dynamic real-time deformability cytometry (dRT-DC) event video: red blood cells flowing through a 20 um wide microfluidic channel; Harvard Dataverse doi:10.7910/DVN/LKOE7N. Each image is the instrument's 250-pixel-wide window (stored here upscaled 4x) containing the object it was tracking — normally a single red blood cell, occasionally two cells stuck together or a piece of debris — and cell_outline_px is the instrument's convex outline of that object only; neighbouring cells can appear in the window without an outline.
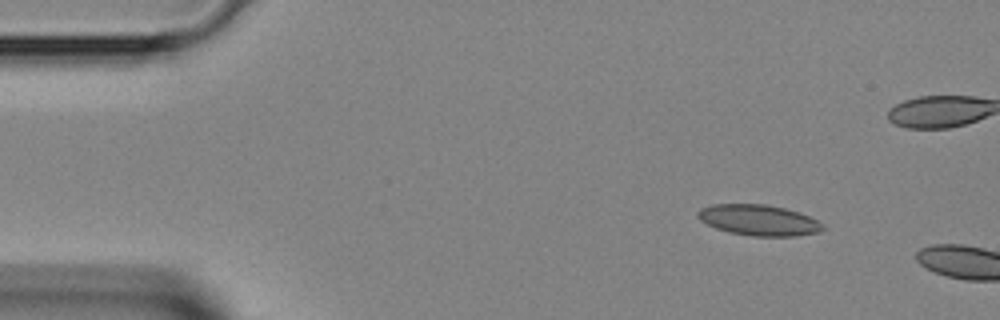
{"species": "Egyptian fruit bat (a non-hibernating species)", "species_latin": "Rousettus aegyptiacus", "temperature_condition": "room temperature", "stored_images_in_passage": 6, "camera_frame_rate_fps": 3000, "um_per_image_px": 0.085, "animal": {"sex": "female"}, "frame": {"image": 1, "passage_image": 1, "time_ms": 0.0, "image_size_px": [1000, 320], "cell_outline_px": [[824, 228], [820, 232], [796, 236], [752, 236], [728, 232], [716, 228], [700, 220], [696, 216], [696, 212], [700, 208], [712, 204], [764, 204], [784, 208], [800, 212], [824, 224]], "centroid_in_image_um": [64.48, 18.71], "position_along_channel_um": 20.5, "area_um2": 22.54}}